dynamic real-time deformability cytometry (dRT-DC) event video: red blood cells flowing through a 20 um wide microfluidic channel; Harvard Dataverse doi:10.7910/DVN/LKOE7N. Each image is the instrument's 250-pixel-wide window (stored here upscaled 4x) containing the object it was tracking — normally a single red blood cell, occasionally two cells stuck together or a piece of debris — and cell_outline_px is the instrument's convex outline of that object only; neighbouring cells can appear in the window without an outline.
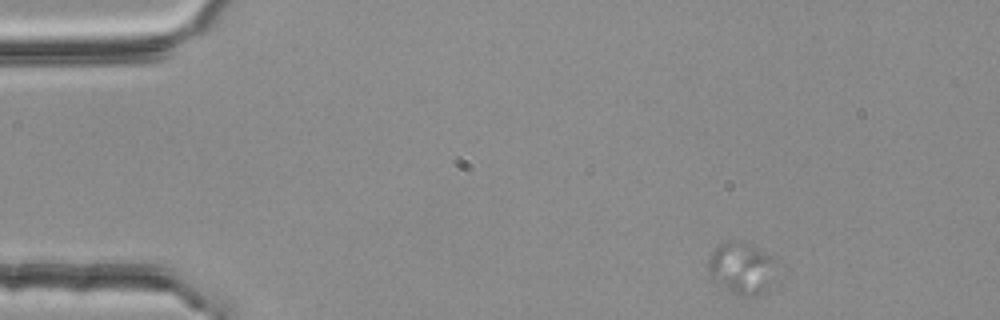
{"species": "common noctule bat (a hibernating species)", "species_latin": "Nyctalus noctula", "temperature_condition": "room temperature", "stored_images_in_passage": 7, "camera_frame_rate_fps": 3000, "um_per_image_px": 0.085, "animal": {"sex": "female", "body_mass_g": 25.1}, "frame": {"image": 1, "passage_image": 1, "time_ms": 0.0, "image_size_px": [1000, 320], "cell_outline_px": [[776, 260], [764, 292], [748, 296], [736, 296], [712, 280], [708, 276], [708, 260], [712, 252], [720, 244], [740, 240], [772, 256]], "centroid_in_image_um": [62.95, 22.8], "position_along_channel_um": 22.1, "area_um2": 20.06}}